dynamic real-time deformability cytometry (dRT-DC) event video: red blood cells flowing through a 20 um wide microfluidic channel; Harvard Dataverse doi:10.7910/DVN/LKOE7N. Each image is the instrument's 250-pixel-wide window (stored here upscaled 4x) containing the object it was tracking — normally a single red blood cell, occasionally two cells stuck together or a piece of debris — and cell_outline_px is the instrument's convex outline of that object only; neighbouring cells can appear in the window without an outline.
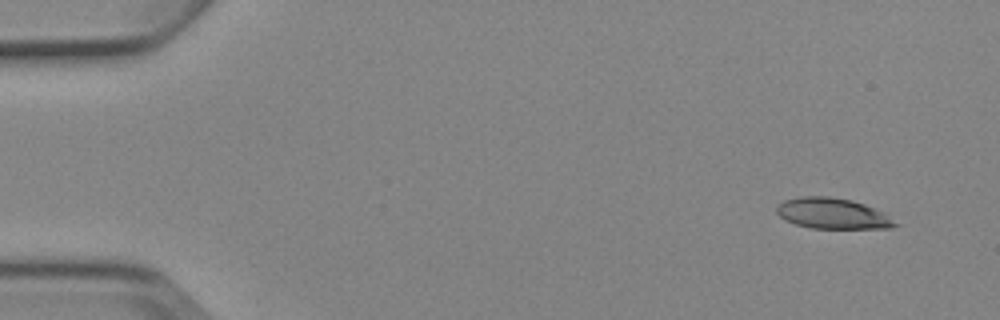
{"species": "Egyptian fruit bat (a non-hibernating species)", "species_latin": "Rousettus aegyptiacus", "temperature_condition": "cold", "stored_images_in_passage": 7, "camera_frame_rate_fps": 3000, "um_per_image_px": 0.085, "animal": {"sex": "female"}, "frame": {"image": 1, "passage_image": 1, "time_ms": 0.0, "image_size_px": [1000, 320], "cell_outline_px": [[900, 224], [892, 228], [812, 228], [796, 224], [784, 220], [776, 212], [776, 208], [784, 200], [800, 196], [828, 196], [852, 200], [864, 204], [888, 216]], "centroid_in_image_um": [70.74, 18.14], "position_along_channel_um": 14.3, "area_um2": 21.04}}
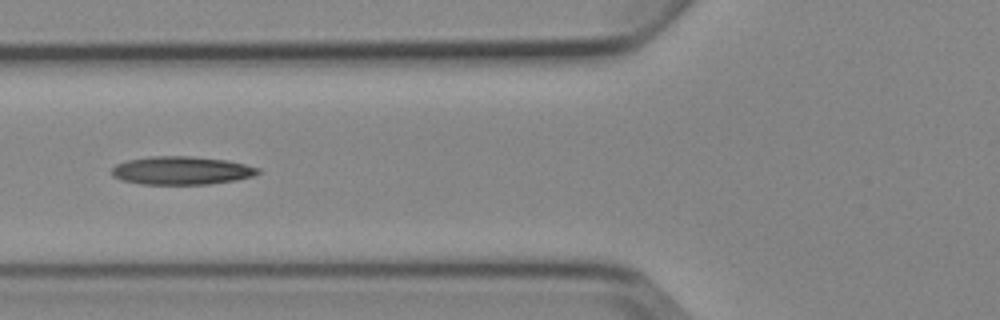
{"frame": {"image": 2, "passage_image": 5, "time_ms": 5.667, "image_size_px": [1000, 320], "cell_outline_px": [[260, 172], [252, 176], [236, 180], [208, 184], [140, 184], [124, 180], [112, 176], [112, 168], [116, 164], [128, 160], [148, 156], [192, 156], [228, 160], [260, 168]], "centroid_in_image_um": [15.43, 14.49], "position_along_channel_um": 110.4, "area_um2": 24.04}}
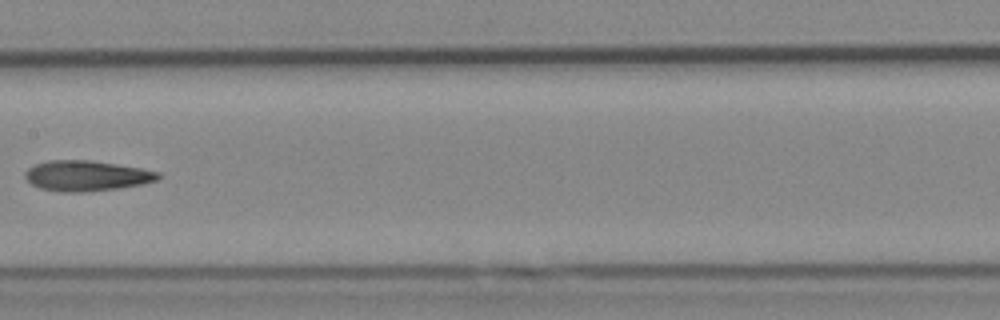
{"frame": {"image": 3, "passage_image": 7, "time_ms": 8.0, "image_size_px": [1000, 320], "cell_outline_px": [[160, 176], [156, 180], [140, 184], [116, 188], [84, 192], [64, 192], [40, 188], [32, 184], [24, 176], [24, 172], [28, 168], [36, 164], [48, 160], [92, 160], [140, 168], [160, 172]], "centroid_in_image_um": [7.32, 14.93], "position_along_channel_um": 200.1, "area_um2": 23.35}}